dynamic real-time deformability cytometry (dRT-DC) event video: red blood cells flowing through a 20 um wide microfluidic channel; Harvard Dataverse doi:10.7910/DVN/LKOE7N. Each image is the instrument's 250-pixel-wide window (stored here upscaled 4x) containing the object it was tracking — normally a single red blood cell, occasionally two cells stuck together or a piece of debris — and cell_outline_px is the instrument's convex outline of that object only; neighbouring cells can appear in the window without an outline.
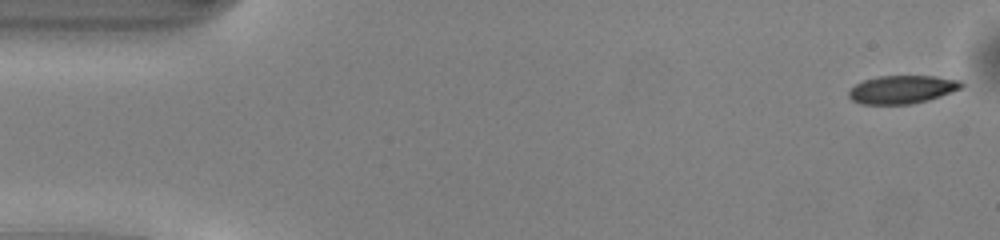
{"species": "common noctule bat (a hibernating species)", "species_latin": "Nyctalus noctula", "temperature_condition": "warm", "stored_images_in_passage": 49, "camera_frame_rate_fps": 3000, "um_per_image_px": 0.085, "animal": {"sex": "male", "body_mass_g": 13.0, "forearm_length_mm": 53.1}, "frame": {"image": 1, "passage_image": 1, "time_ms": 0.0, "image_size_px": [1000, 240], "cell_outline_px": [[964, 84], [960, 88], [940, 96], [928, 100], [912, 104], [860, 104], [852, 100], [848, 96], [848, 92], [856, 84], [864, 80], [880, 76], [936, 76], [960, 80]], "centroid_in_image_um": [76.67, 7.61], "position_along_channel_um": 8.3, "area_um2": 18.38}}
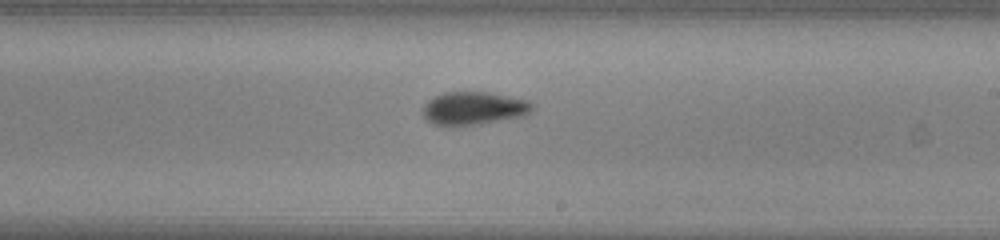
{"frame": {"image": 2, "passage_image": 28, "time_ms": 9.0, "image_size_px": [1000, 240], "cell_outline_px": [[532, 108], [528, 112], [520, 116], [480, 124], [432, 124], [424, 120], [424, 108], [428, 100], [432, 96], [444, 92], [488, 92], [528, 100], [532, 104]], "centroid_in_image_um": [40.22, 9.18], "position_along_channel_um": 248.8, "area_um2": 20.58}}
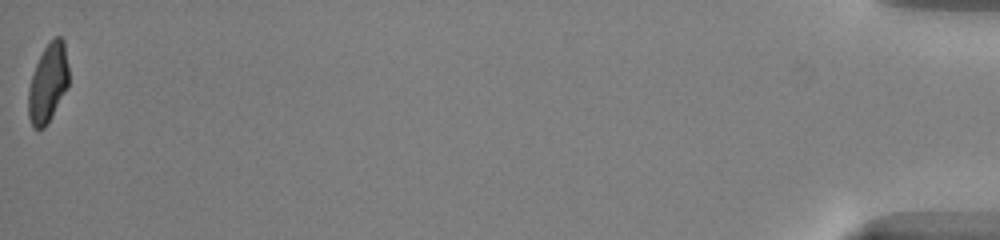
{"frame": {"image": 3, "passage_image": 49, "time_ms": 16.0, "image_size_px": [1000, 240], "cell_outline_px": [[68, 88], [48, 124], [44, 128], [32, 128], [28, 116], [28, 88], [36, 64], [44, 48], [56, 36], [60, 36], [64, 40], [68, 64]], "centroid_in_image_um": [4.09, 7.1], "position_along_channel_um": 431.1, "area_um2": 18.67}, "authors_computed_cell_mechanics": {"area_um2": 19.8832, "velocity_mm_per_s": 4.1402, "shape_relaxation_time_tau1_ms": 2.5213, "shape_relaxation_time_tau2_ms": 2.8216, "deformation_change_tau1": 0.1141, "deformation_change_tau2": 0.0614}}